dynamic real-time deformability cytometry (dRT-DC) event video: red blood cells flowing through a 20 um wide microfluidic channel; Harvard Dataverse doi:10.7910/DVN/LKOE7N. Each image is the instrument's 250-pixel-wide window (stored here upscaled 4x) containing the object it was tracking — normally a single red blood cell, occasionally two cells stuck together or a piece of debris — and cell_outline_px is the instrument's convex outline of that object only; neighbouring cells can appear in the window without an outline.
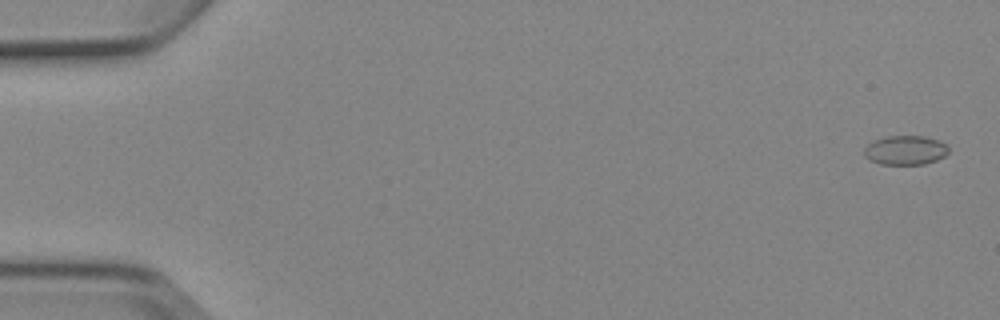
{"species": "Egyptian fruit bat (a non-hibernating species)", "species_latin": "Rousettus aegyptiacus", "temperature_condition": "cold", "stored_images_in_passage": 5, "camera_frame_rate_fps": 3000, "um_per_image_px": 0.085, "animal": {"sex": "female"}, "frame": {"image": 1, "passage_image": 1, "time_ms": 0.0, "image_size_px": [1000, 320], "cell_outline_px": [[948, 152], [944, 156], [936, 160], [924, 164], [880, 164], [868, 160], [864, 156], [864, 148], [872, 140], [888, 136], [924, 136], [940, 140], [948, 148]], "centroid_in_image_um": [76.92, 12.76], "position_along_channel_um": 8.1, "area_um2": 14.45}}
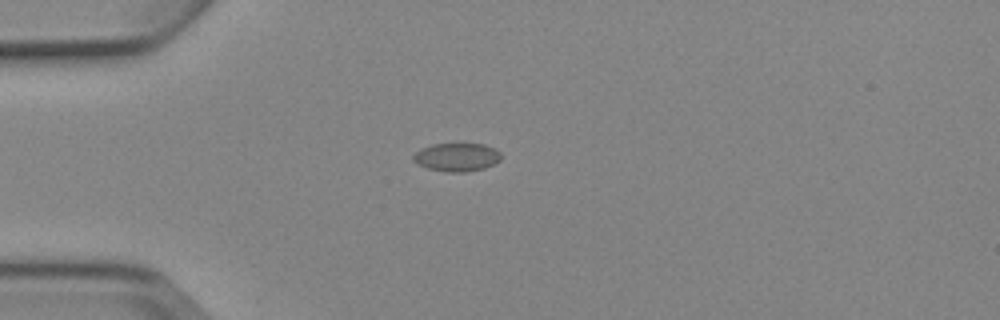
{"frame": {"image": 2, "passage_image": 5, "time_ms": 4.333, "image_size_px": [1000, 320], "cell_outline_px": [[500, 160], [484, 168], [464, 172], [444, 172], [428, 168], [416, 164], [412, 160], [412, 156], [420, 148], [432, 144], [484, 144], [496, 148], [500, 152]], "centroid_in_image_um": [38.79, 13.35], "position_along_channel_um": 46.2, "area_um2": 14.57}}